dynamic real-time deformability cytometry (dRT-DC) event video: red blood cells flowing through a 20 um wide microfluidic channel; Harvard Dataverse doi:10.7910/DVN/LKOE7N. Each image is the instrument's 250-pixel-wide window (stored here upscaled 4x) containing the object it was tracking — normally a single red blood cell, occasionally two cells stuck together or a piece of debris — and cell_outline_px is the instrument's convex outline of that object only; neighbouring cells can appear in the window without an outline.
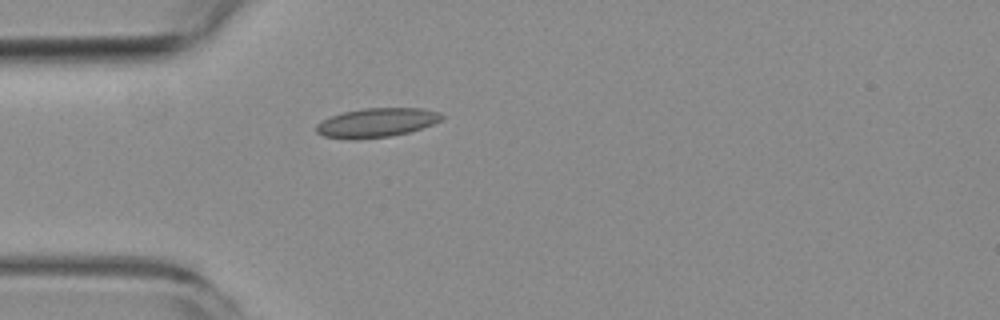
{"species": "common noctule bat (a hibernating species)", "species_latin": "Nyctalus noctula", "temperature_condition": "room temperature", "stored_images_in_passage": 4, "camera_frame_rate_fps": 3000, "um_per_image_px": 0.085, "animal": {"sex": "female", "body_mass_g": 19.3, "forearm_length_mm": 54.1}, "frame": {"image": 1, "passage_image": 4, "time_ms": 4.667, "image_size_px": [1000, 320], "cell_outline_px": [[444, 116], [440, 120], [432, 124], [408, 132], [388, 136], [356, 140], [352, 140], [324, 136], [316, 132], [316, 124], [332, 116], [344, 112], [364, 108], [424, 108], [440, 112]], "centroid_in_image_um": [32.01, 10.42], "position_along_channel_um": 53.0, "area_um2": 21.15}}